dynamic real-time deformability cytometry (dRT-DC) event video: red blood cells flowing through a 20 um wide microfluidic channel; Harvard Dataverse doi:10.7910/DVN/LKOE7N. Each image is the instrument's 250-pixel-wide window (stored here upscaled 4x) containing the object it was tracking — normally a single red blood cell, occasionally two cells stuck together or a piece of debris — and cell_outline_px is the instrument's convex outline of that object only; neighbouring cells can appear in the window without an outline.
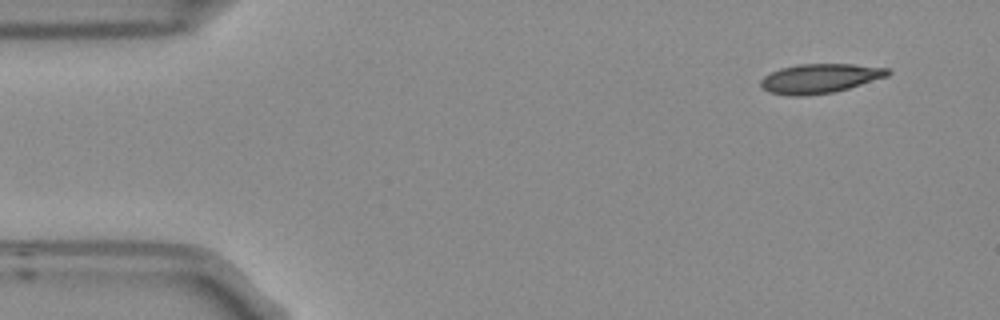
{"species": "Egyptian fruit bat (a non-hibernating species)", "species_latin": "Rousettus aegyptiacus", "temperature_condition": "room temperature", "stored_images_in_passage": 5, "segment_of_instrument_passage": [2, 2], "camera_frame_rate_fps": 3000, "um_per_image_px": 0.085, "frame": {"image": 1, "passage_image": 5, "time_ms": 1.333, "image_size_px": [1000, 320], "cell_outline_px": [[892, 72], [888, 76], [848, 88], [832, 92], [804, 96], [792, 96], [768, 92], [760, 88], [760, 80], [764, 76], [780, 68], [796, 64], [852, 64], [888, 68]], "centroid_in_image_um": [69.65, 6.67], "position_along_channel_um": 15.3, "area_um2": 21.79}}